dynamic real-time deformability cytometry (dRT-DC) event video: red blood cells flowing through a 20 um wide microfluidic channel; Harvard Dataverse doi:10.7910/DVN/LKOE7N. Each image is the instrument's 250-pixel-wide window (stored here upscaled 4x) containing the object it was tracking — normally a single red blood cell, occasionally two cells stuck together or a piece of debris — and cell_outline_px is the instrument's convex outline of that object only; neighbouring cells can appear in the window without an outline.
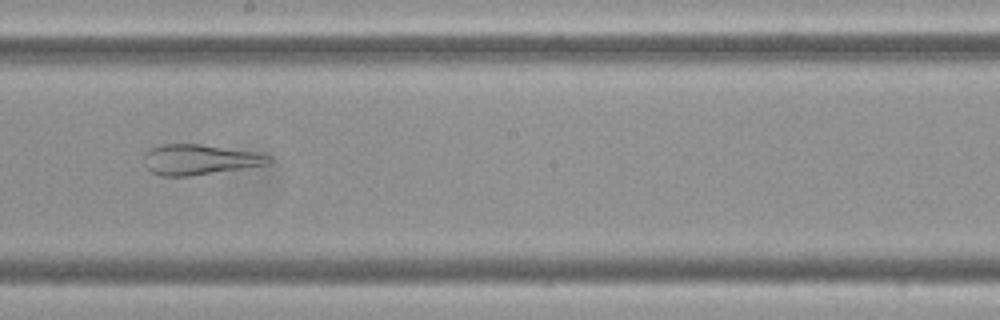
{"species": "Egyptian fruit bat (a non-hibernating species)", "species_latin": "Rousettus aegyptiacus", "temperature_condition": "cold", "stored_images_in_passage": 44, "camera_frame_rate_fps": 3000, "um_per_image_px": 0.085, "frame": {"image": 1, "passage_image": 19, "time_ms": 6.0, "image_size_px": [1000, 320], "cell_outline_px": [[272, 160], [268, 164], [188, 176], [160, 176], [152, 172], [144, 164], [144, 152], [160, 144], [200, 144], [252, 152], [272, 156]], "centroid_in_image_um": [16.9, 13.56], "position_along_channel_um": 231.3, "area_um2": 21.73}}
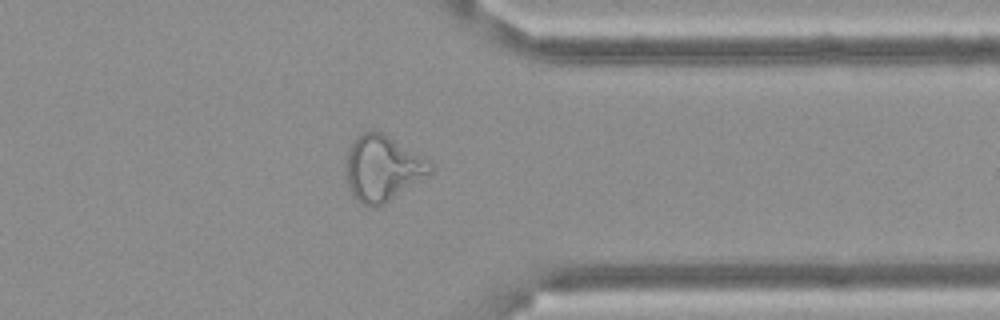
{"frame": {"image": 2, "passage_image": 32, "time_ms": 10.333, "image_size_px": [1000, 320], "cell_outline_px": [[432, 172], [384, 204], [364, 204], [352, 196], [344, 176], [344, 164], [348, 152], [352, 144], [364, 132], [380, 132], [388, 136], [428, 160], [432, 164]], "centroid_in_image_um": [32.47, 14.31], "position_along_channel_um": 378.9, "area_um2": 31.5}}
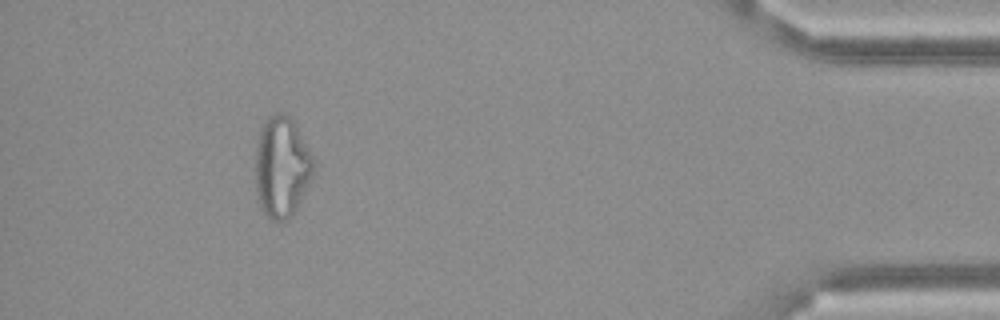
{"frame": {"image": 3, "passage_image": 39, "time_ms": 12.667, "image_size_px": [1000, 320], "cell_outline_px": [[316, 172], [296, 208], [288, 220], [280, 224], [268, 220], [260, 208], [256, 196], [256, 144], [260, 128], [268, 116], [276, 112], [284, 112], [292, 120], [316, 160]], "centroid_in_image_um": [23.96, 14.24], "position_along_channel_um": 411.2, "area_um2": 35.08}, "authors_computed_cell_mechanics": {"area_um2": 29.6225, "velocity_mm_per_s": 3.5248, "shape_relaxation_time_tau1_ms": null, "shape_relaxation_time_tau2_ms": 1.4137, "deformation_change_tau1": null, "deformation_change_tau2": 0.1006}}